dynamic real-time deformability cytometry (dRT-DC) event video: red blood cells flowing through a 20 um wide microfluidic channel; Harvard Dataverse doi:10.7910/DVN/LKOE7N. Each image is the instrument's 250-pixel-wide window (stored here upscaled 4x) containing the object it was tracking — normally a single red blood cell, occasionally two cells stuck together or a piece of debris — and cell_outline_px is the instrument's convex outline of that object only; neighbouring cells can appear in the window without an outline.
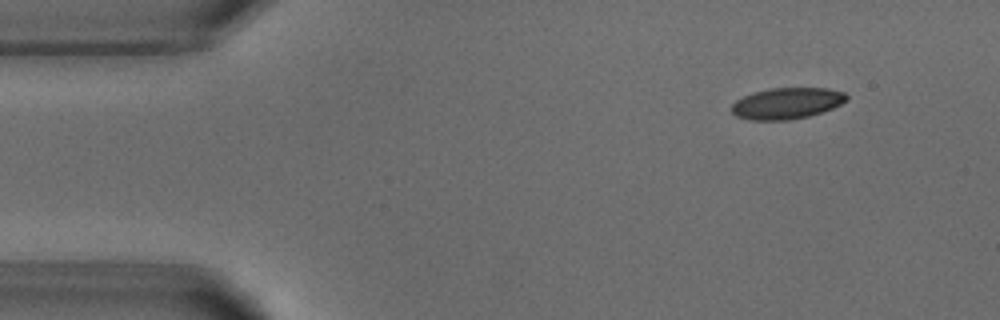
{"species": "common noctule bat (a hibernating species)", "species_latin": "Nyctalus noctula", "temperature_condition": "warm", "stored_images_in_passage": 4, "camera_frame_rate_fps": 3000, "um_per_image_px": 0.085, "animal": {"sex": "male", "body_mass_g": 18.8}, "frame": {"image": 1, "passage_image": 2, "time_ms": 1.333, "image_size_px": [1000, 320], "cell_outline_px": [[848, 100], [832, 108], [808, 116], [788, 120], [748, 120], [736, 116], [732, 112], [732, 104], [736, 100], [752, 92], [772, 88], [828, 88], [844, 92], [848, 96]], "centroid_in_image_um": [66.87, 8.78], "position_along_channel_um": 18.1, "area_um2": 20.92}}